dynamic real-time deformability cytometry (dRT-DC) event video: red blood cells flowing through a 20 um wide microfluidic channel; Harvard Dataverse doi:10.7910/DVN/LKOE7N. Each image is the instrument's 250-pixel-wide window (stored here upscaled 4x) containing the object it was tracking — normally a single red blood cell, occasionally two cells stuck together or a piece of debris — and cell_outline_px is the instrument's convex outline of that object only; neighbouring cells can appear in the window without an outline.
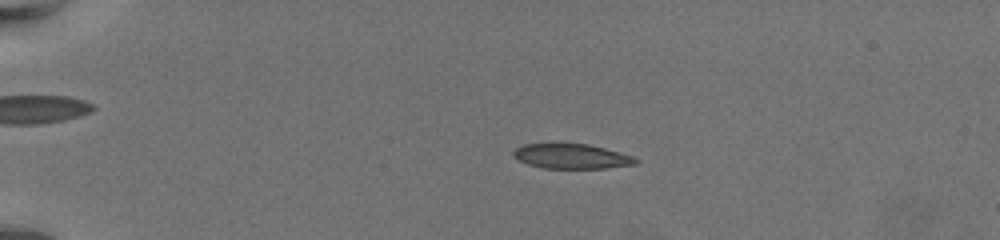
{"species": "common noctule bat (a hibernating species)", "species_latin": "Nyctalus noctula", "temperature_condition": "warm", "stored_images_in_passage": 61, "camera_frame_rate_fps": 3000, "um_per_image_px": 0.085, "animal": {"sex": "female", "body_mass_g": 19.5, "forearm_length_mm": 54.1}, "frame": {"image": 1, "passage_image": 16, "time_ms": 5.0, "image_size_px": [1000, 240], "cell_outline_px": [[640, 160], [636, 164], [604, 168], [544, 168], [528, 164], [512, 156], [512, 152], [516, 148], [524, 144], [588, 144], [604, 148], [632, 156]], "centroid_in_image_um": [48.58, 13.29], "position_along_channel_um": 36.4, "area_um2": 17.46}}
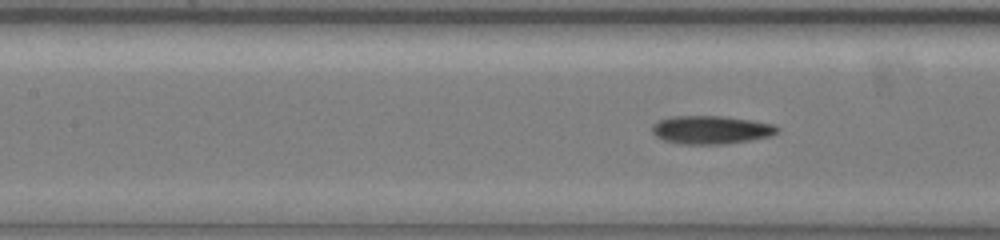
{"frame": {"image": 2, "passage_image": 32, "time_ms": 10.333, "image_size_px": [1000, 240], "cell_outline_px": [[780, 132], [772, 136], [752, 140], [728, 144], [680, 144], [664, 140], [656, 136], [652, 132], [652, 124], [660, 120], [672, 116], [724, 116], [752, 120], [772, 124], [780, 128]], "centroid_in_image_um": [60.48, 11.04], "position_along_channel_um": 146.9, "area_um2": 20.87}}
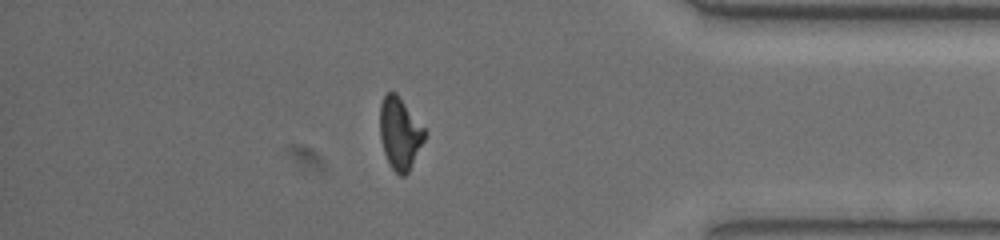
{"frame": {"image": 3, "passage_image": 56, "time_ms": 18.333, "image_size_px": [1000, 240], "cell_outline_px": [[428, 132], [408, 172], [404, 176], [400, 176], [392, 168], [384, 152], [380, 140], [380, 104], [384, 96], [388, 92], [396, 92]], "centroid_in_image_um": [33.99, 11.32], "position_along_channel_um": 401.2, "area_um2": 18.67}, "authors_computed_cell_mechanics": {"area_um2": 19.363, "velocity_mm_per_s": 3.4541, "shape_relaxation_time_tau1_ms": 6.8631, "shape_relaxation_time_tau2_ms": 3.2717, "deformation_change_tau1": 0.2097, "deformation_change_tau2": 0.0839}}